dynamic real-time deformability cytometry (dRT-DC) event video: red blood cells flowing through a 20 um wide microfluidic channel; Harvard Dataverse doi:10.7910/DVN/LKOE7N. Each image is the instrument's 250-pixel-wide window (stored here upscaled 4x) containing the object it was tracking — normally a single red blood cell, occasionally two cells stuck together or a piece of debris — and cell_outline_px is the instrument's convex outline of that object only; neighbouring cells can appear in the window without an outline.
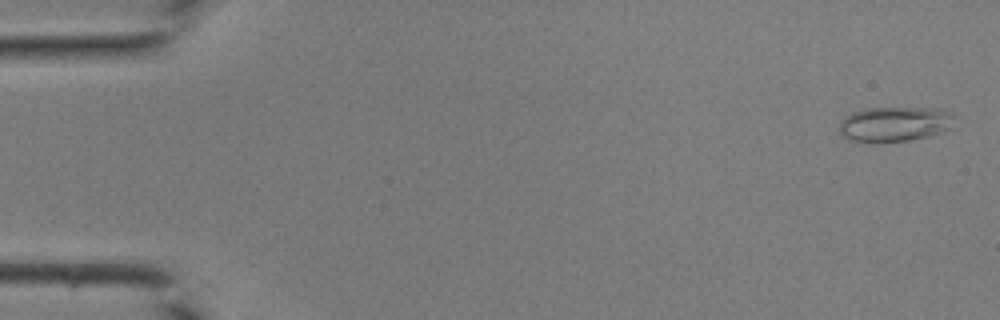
{"species": "common noctule bat (a hibernating species)", "species_latin": "Nyctalus noctula", "temperature_condition": "room temperature", "stored_images_in_passage": 44, "camera_frame_rate_fps": 3000, "um_per_image_px": 0.085, "animal": {"sex": "male", "body_mass_g": 19.0, "forearm_length_mm": 50.8}, "frame": {"image": 1, "passage_image": 2, "time_ms": 0.333, "image_size_px": [1000, 320], "cell_outline_px": [[956, 116], [948, 128], [944, 132], [912, 140], [848, 140], [836, 128], [844, 116], [852, 112], [868, 108], [932, 108], [952, 112]], "centroid_in_image_um": [76.04, 10.51], "position_along_channel_um": 9.0, "area_um2": 23.12}}
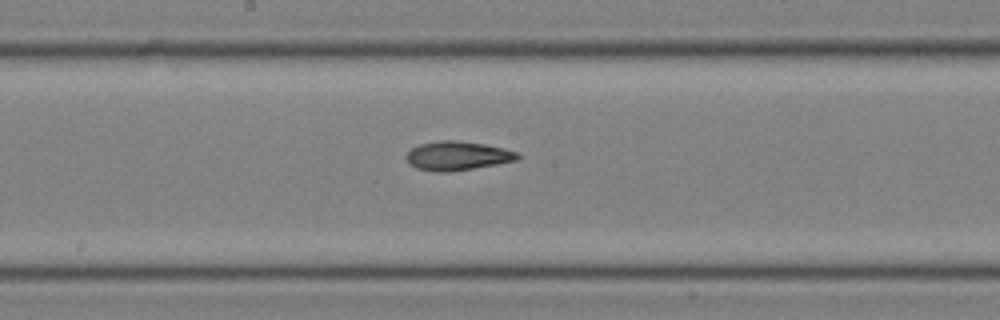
{"frame": {"image": 2, "passage_image": 24, "time_ms": 7.667, "image_size_px": [1000, 320], "cell_outline_px": [[520, 156], [516, 160], [496, 164], [448, 172], [436, 172], [416, 168], [408, 164], [404, 156], [412, 148], [420, 144], [440, 140], [456, 140], [484, 144], [504, 148], [516, 152]], "centroid_in_image_um": [38.82, 13.24], "position_along_channel_um": 209.4, "area_um2": 18.73}}
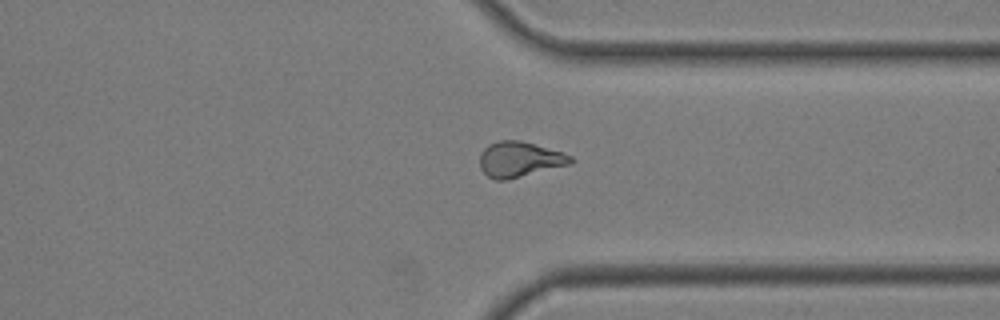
{"frame": {"image": 3, "passage_image": 34, "time_ms": 11.0, "image_size_px": [1000, 320], "cell_outline_px": [[576, 160], [572, 164], [508, 180], [496, 180], [488, 176], [480, 168], [480, 152], [488, 144], [500, 140], [520, 140], [564, 152], [572, 156]], "centroid_in_image_um": [44.2, 13.55], "position_along_channel_um": 367.2, "area_um2": 19.07}}